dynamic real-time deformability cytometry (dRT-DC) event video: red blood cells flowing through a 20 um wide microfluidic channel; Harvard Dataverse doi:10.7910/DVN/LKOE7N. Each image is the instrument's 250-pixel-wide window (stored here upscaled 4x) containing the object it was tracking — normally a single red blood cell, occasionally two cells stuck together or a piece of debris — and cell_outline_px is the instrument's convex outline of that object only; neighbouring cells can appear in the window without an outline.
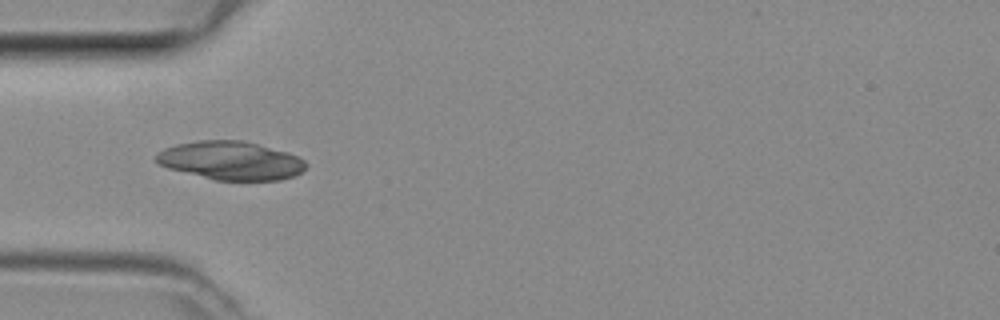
{"species": "common noctule bat (a hibernating species)", "species_latin": "Nyctalus noctula", "temperature_condition": "room temperature", "stored_images_in_passage": 46, "camera_frame_rate_fps": 3000, "um_per_image_px": 0.085, "animal": {"sex": "female", "body_mass_g": 29.2, "forearm_length_mm": 56.3}, "frame": {"image": 1, "passage_image": 14, "time_ms": 4.333, "image_size_px": [1000, 320], "cell_outline_px": [[308, 164], [300, 172], [292, 176], [280, 180], [216, 180], [168, 168], [160, 164], [156, 160], [156, 156], [164, 148], [176, 144], [200, 140], [240, 140], [288, 152], [300, 156]], "centroid_in_image_um": [19.64, 13.64], "position_along_channel_um": 65.4, "area_um2": 33.29}}
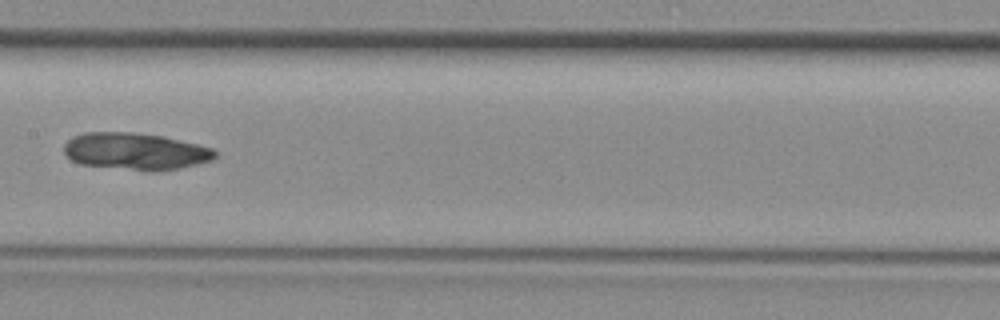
{"frame": {"image": 2, "passage_image": 23, "time_ms": 7.333, "image_size_px": [1000, 320], "cell_outline_px": [[216, 156], [212, 160], [180, 168], [152, 172], [148, 172], [80, 164], [72, 160], [64, 152], [64, 144], [72, 136], [84, 132], [132, 132], [164, 136], [212, 148], [216, 152]], "centroid_in_image_um": [11.49, 12.87], "position_along_channel_um": 195.9, "area_um2": 32.71}}
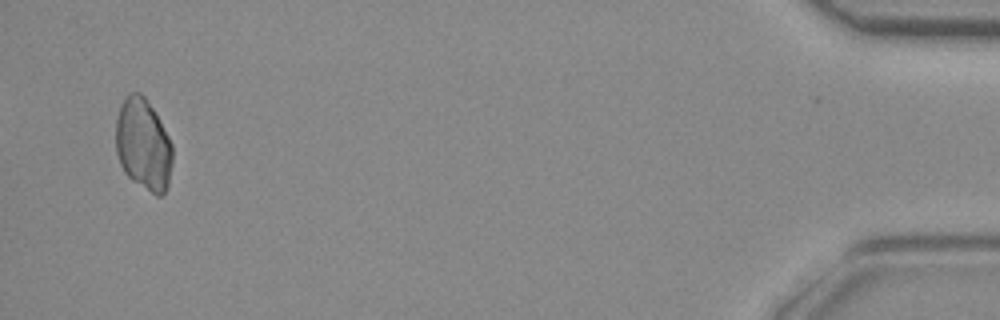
{"frame": {"image": 3, "passage_image": 45, "time_ms": 14.667, "image_size_px": [1000, 320], "cell_outline_px": [[172, 160], [168, 188], [160, 196], [156, 196], [132, 180], [124, 172], [120, 164], [116, 152], [116, 120], [120, 108], [128, 92], [140, 92], [144, 96], [156, 112], [172, 144]], "centroid_in_image_um": [12.18, 12.29], "position_along_channel_um": 423.0, "area_um2": 30.4}}